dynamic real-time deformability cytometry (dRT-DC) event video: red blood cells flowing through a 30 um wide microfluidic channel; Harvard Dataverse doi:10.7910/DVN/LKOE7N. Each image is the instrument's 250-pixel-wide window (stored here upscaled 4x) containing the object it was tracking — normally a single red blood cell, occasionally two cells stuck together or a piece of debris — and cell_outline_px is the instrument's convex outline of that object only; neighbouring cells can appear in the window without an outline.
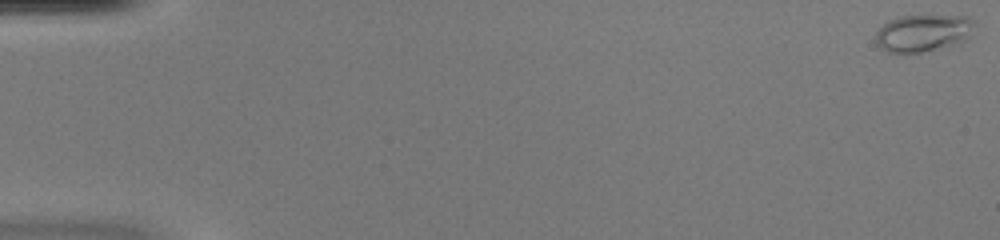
{"species": "common noctule bat (a hibernating species)", "species_latin": "Nyctalus noctula", "temperature_condition": "warm", "stored_images_in_passage": 52, "camera_frame_rate_fps": 3000, "um_per_image_px": 0.085, "animal": {"sex": "female", "body_mass_g": 20.0, "forearm_length_mm": 54.0}, "frame": {"image": 1, "passage_image": 1, "time_ms": 0.0, "image_size_px": [1000, 240], "cell_outline_px": [[976, 24], [968, 36], [964, 40], [920, 52], [888, 52], [880, 48], [876, 44], [876, 32], [888, 20], [900, 16], [968, 16]], "centroid_in_image_um": [78.42, 2.78], "position_along_channel_um": 6.6, "area_um2": 20.87}}
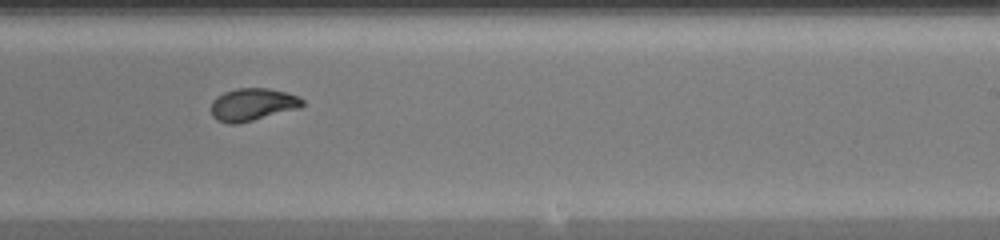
{"frame": {"image": 2, "passage_image": 33, "time_ms": 10.667, "image_size_px": [1000, 240], "cell_outline_px": [[304, 104], [300, 108], [236, 124], [228, 124], [216, 120], [212, 116], [212, 100], [216, 96], [224, 92], [236, 88], [268, 88], [300, 96], [304, 100]], "centroid_in_image_um": [21.46, 8.88], "position_along_channel_um": 267.5, "area_um2": 17.34}}
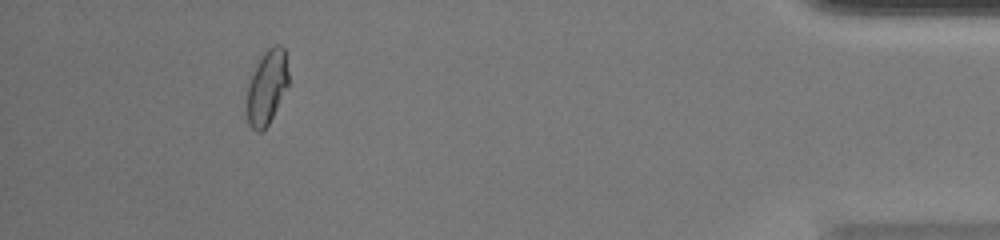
{"frame": {"image": 3, "passage_image": 48, "time_ms": 15.667, "image_size_px": [1000, 240], "cell_outline_px": [[288, 84], [268, 124], [260, 132], [256, 132], [248, 124], [244, 112], [248, 76], [260, 56], [268, 48], [276, 44], [280, 44], [284, 48], [288, 72]], "centroid_in_image_um": [22.6, 7.4], "position_along_channel_um": 412.6, "area_um2": 18.61}, "authors_computed_cell_mechanics": {"area_um2": 17.918, "velocity_mm_per_s": 4.054, "shape_relaxation_time_tau1_ms": null, "shape_relaxation_time_tau2_ms": 0.8314, "deformation_change_tau1": null, "deformation_change_tau2": 0.0436}}